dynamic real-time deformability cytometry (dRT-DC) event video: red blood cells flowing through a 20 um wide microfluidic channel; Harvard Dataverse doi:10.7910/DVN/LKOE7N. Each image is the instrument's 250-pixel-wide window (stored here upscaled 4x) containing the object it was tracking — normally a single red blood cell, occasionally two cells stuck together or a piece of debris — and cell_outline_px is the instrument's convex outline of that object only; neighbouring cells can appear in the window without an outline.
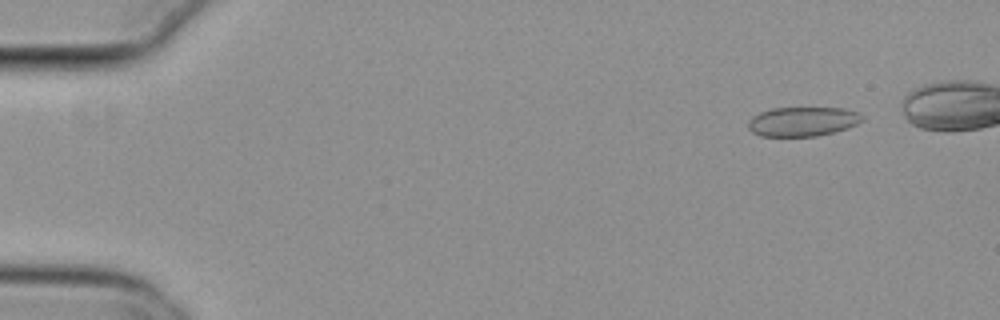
{"species": "common noctule bat (a hibernating species)", "species_latin": "Nyctalus noctula", "temperature_condition": "cold", "stored_images_in_passage": 50, "camera_frame_rate_fps": 3000, "um_per_image_px": 0.085, "animal": {"sex": "female", "body_mass_g": 29.2, "forearm_length_mm": 56.3}, "frame": {"image": 1, "passage_image": 6, "time_ms": 1.667, "image_size_px": [1000, 320], "cell_outline_px": [[864, 120], [848, 128], [816, 136], [760, 136], [752, 132], [748, 128], [748, 120], [752, 116], [760, 112], [772, 108], [844, 108], [860, 112], [864, 116]], "centroid_in_image_um": [68.23, 10.32], "position_along_channel_um": 16.8, "area_um2": 19.65}}
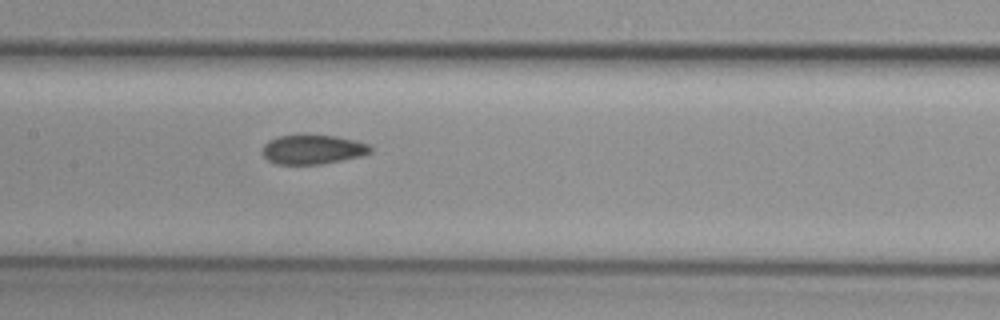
{"frame": {"image": 2, "passage_image": 28, "time_ms": 9.0, "image_size_px": [1000, 320], "cell_outline_px": [[372, 152], [360, 156], [324, 164], [276, 164], [268, 160], [260, 152], [264, 144], [268, 140], [280, 136], [336, 136], [368, 144], [372, 148]], "centroid_in_image_um": [26.55, 12.72], "position_along_channel_um": 180.8, "area_um2": 18.26}}
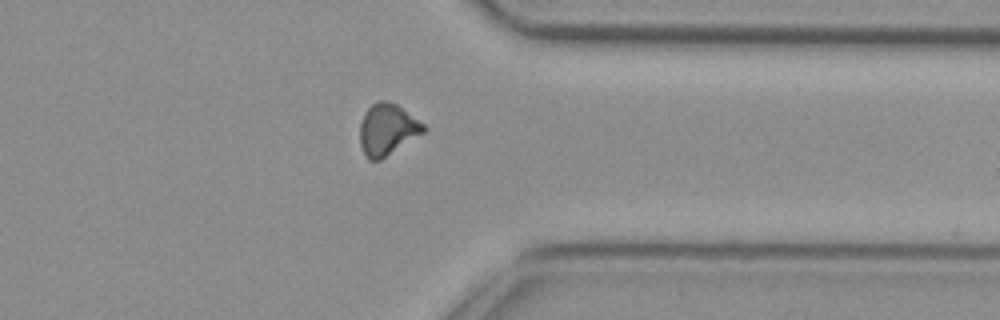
{"frame": {"image": 3, "passage_image": 44, "time_ms": 14.333, "image_size_px": [1000, 320], "cell_outline_px": [[428, 128], [424, 132], [380, 160], [368, 160], [360, 144], [360, 124], [364, 112], [376, 100], [388, 100], [396, 104], [424, 124]], "centroid_in_image_um": [32.91, 10.99], "position_along_channel_um": 378.5, "area_um2": 18.96}, "authors_computed_cell_mechanics": {"area_um2": 19.3052, "velocity_mm_per_s": 3.7928, "shape_relaxation_time_tau1_ms": null, "shape_relaxation_time_tau2_ms": 2.3914, "deformation_change_tau1": null, "deformation_change_tau2": 0.0717}}